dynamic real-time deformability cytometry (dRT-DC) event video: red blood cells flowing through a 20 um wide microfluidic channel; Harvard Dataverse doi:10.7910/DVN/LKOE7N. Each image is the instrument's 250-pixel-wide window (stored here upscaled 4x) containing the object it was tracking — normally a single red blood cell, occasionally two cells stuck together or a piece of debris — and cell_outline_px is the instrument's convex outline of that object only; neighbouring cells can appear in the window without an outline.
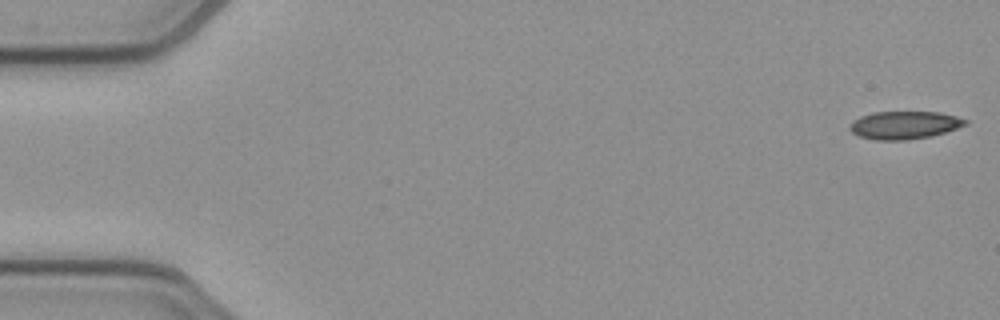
{"species": "common noctule bat (a hibernating species)", "species_latin": "Nyctalus noctula", "temperature_condition": "cold", "stored_images_in_passage": 52, "camera_frame_rate_fps": 3000, "um_per_image_px": 0.085, "animal": {"sex": "female", "body_mass_g": 21.9}, "frame": {"image": 1, "passage_image": 1, "time_ms": 0.0, "image_size_px": [1000, 320], "cell_outline_px": [[968, 124], [932, 136], [908, 140], [876, 140], [860, 136], [852, 132], [848, 128], [852, 120], [860, 116], [872, 112], [940, 112], [956, 116], [968, 120]], "centroid_in_image_um": [76.86, 10.63], "position_along_channel_um": 8.1, "area_um2": 18.84}}
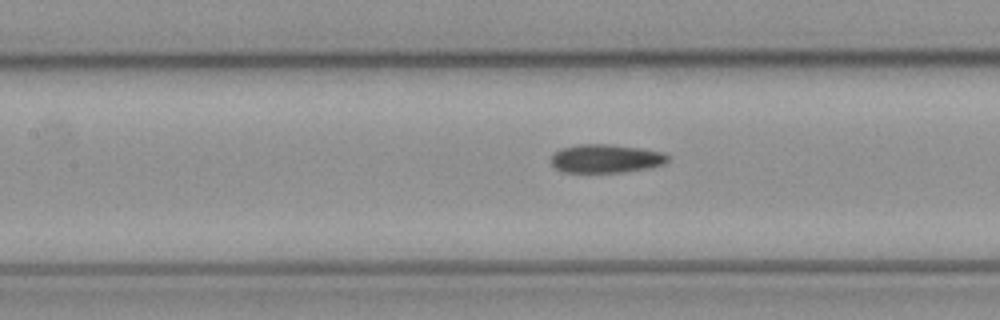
{"frame": {"image": 2, "passage_image": 23, "time_ms": 7.333, "image_size_px": [1000, 320], "cell_outline_px": [[668, 160], [664, 164], [648, 168], [624, 172], [564, 172], [556, 168], [552, 164], [552, 156], [560, 148], [580, 144], [608, 144], [640, 148], [664, 152], [668, 156]], "centroid_in_image_um": [51.52, 13.47], "position_along_channel_um": 155.9, "area_um2": 19.31}}
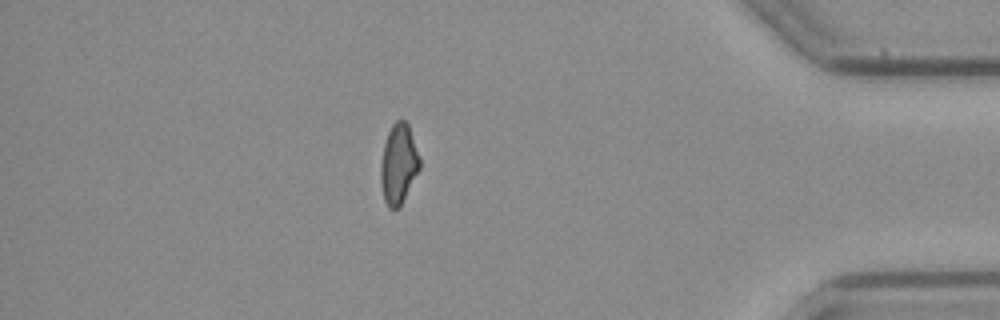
{"frame": {"image": 3, "passage_image": 45, "time_ms": 14.667, "image_size_px": [1000, 320], "cell_outline_px": [[420, 168], [400, 208], [388, 208], [384, 200], [380, 180], [380, 164], [384, 144], [388, 132], [392, 124], [396, 120], [404, 120], [408, 124], [420, 156]], "centroid_in_image_um": [33.88, 13.95], "position_along_channel_um": 401.3, "area_um2": 18.32}, "authors_computed_cell_mechanics": {"area_um2": 19.2763, "velocity_mm_per_s": 3.917, "shape_relaxation_time_tau1_ms": 8.0222, "shape_relaxation_time_tau2_ms": 5.4103, "deformation_change_tau1": 0.1506, "deformation_change_tau2": 0.1387}}